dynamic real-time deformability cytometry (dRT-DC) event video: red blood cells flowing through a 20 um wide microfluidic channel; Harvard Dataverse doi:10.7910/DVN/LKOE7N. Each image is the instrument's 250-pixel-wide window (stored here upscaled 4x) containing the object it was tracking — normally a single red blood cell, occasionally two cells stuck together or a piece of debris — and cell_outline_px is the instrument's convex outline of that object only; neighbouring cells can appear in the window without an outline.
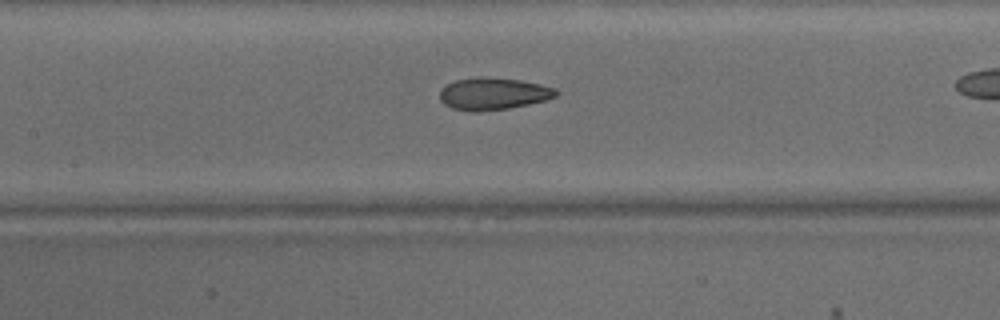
{"species": "common noctule bat (a hibernating species)", "species_latin": "Nyctalus noctula", "temperature_condition": "warm", "stored_images_in_passage": 38, "camera_frame_rate_fps": 3000, "um_per_image_px": 0.085, "animal": {"sex": "male", "body_mass_g": 15.6}, "frame": {"image": 1, "passage_image": 22, "time_ms": 7.0, "image_size_px": [1000, 320], "cell_outline_px": [[556, 96], [544, 100], [528, 104], [508, 108], [480, 112], [472, 112], [452, 108], [444, 104], [440, 100], [440, 92], [448, 84], [456, 80], [480, 76], [520, 80], [540, 84], [556, 88]], "centroid_in_image_um": [41.91, 7.97], "position_along_channel_um": 165.5, "area_um2": 21.62}}